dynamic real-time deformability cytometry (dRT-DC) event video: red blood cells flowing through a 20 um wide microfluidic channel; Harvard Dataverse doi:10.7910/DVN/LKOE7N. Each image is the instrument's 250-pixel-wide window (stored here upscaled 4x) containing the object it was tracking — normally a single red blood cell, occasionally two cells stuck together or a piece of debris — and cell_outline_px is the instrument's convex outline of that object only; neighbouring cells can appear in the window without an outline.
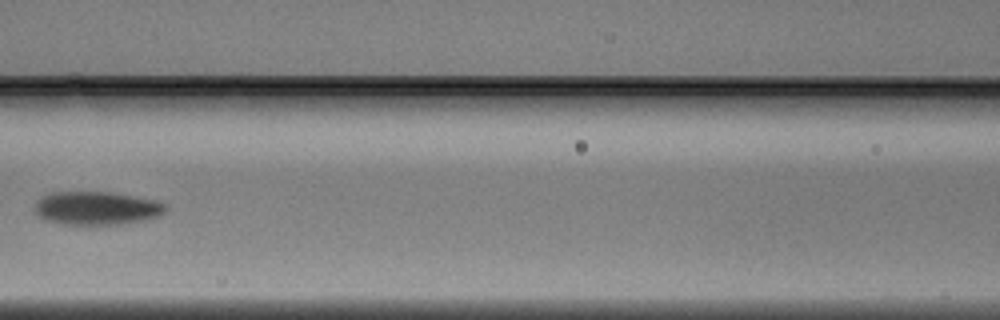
{"species": "Egyptian fruit bat (a non-hibernating species)", "species_latin": "Rousettus aegyptiacus", "temperature_condition": "warm", "stored_images_in_passage": 5, "camera_frame_rate_fps": 3000, "um_per_image_px": 0.085, "animal": {"sex": "male"}, "frame": {"image": 1, "passage_image": 5, "time_ms": 1.333, "image_size_px": [1000, 320], "cell_outline_px": [[168, 208], [160, 216], [144, 220], [124, 224], [64, 224], [44, 220], [36, 212], [36, 200], [40, 196], [52, 192], [108, 192], [156, 200], [168, 204]], "centroid_in_image_um": [8.24, 17.69], "position_along_channel_um": 158.4, "area_um2": 25.49}}